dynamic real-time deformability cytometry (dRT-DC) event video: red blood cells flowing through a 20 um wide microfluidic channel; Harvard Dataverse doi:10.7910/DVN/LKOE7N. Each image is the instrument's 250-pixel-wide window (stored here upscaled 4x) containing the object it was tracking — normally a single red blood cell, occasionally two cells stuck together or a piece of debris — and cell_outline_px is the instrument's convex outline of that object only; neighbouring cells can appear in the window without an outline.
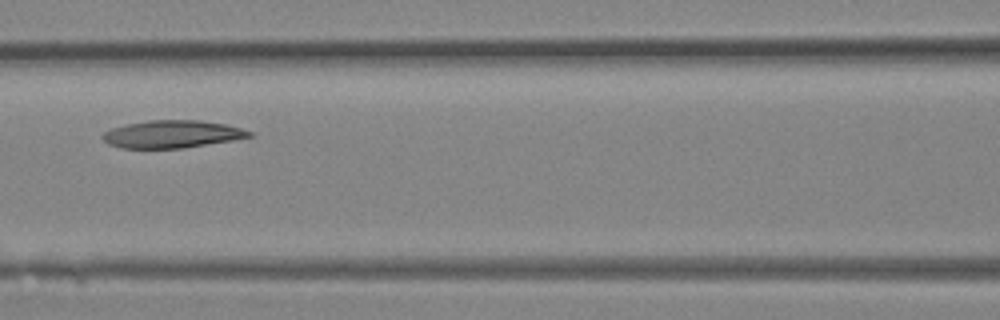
{"species": "Egyptian fruit bat (a non-hibernating species)", "species_latin": "Rousettus aegyptiacus", "temperature_condition": "room temperature", "stored_images_in_passage": 6, "camera_frame_rate_fps": 3000, "um_per_image_px": 0.085, "animal": {"sex": "female"}, "frame": {"image": 1, "passage_image": 4, "time_ms": 1.0, "image_size_px": [1000, 320], "cell_outline_px": [[240, 136], [196, 144], [164, 148], [136, 148], [164, 124], [208, 124], [228, 128], [240, 132]], "centroid_in_image_um": [15.87, 11.51], "position_along_channel_um": 150.7, "area_um2": 11.79}}
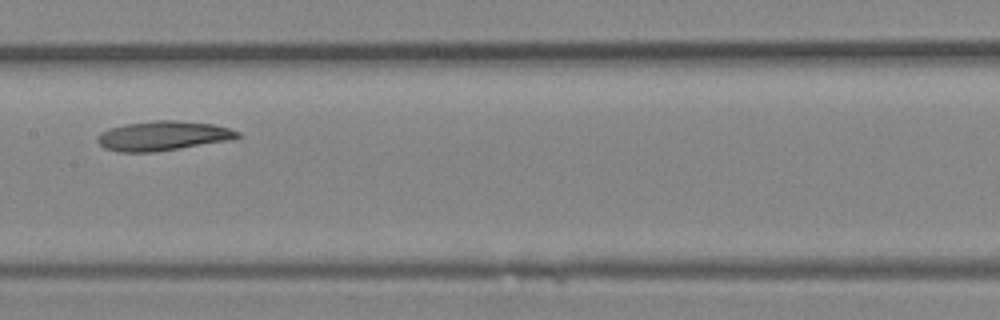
{"frame": {"image": 2, "passage_image": 6, "time_ms": 1.667, "image_size_px": [1000, 320], "cell_outline_px": [[232, 136], [168, 148], [120, 148], [168, 124], [188, 124], [216, 128], [232, 132]], "centroid_in_image_um": [15.14, 11.6], "position_along_channel_um": 192.3, "area_um2": 11.39}}